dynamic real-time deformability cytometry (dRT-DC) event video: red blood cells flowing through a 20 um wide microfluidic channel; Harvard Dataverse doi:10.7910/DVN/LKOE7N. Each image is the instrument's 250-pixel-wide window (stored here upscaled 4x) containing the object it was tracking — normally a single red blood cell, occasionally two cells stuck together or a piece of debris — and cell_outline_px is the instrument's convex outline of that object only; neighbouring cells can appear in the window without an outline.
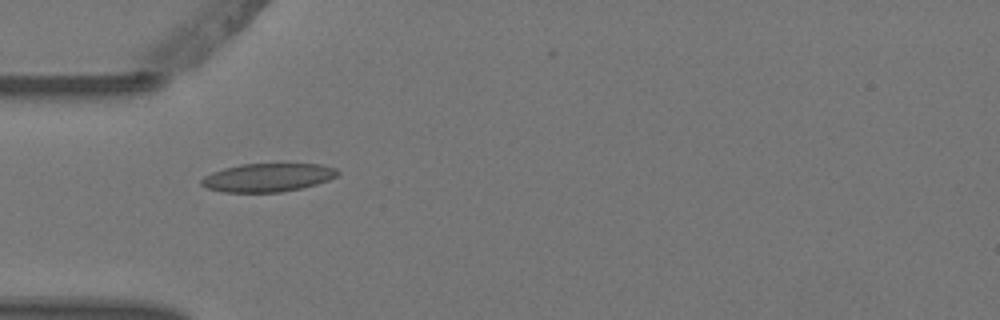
{"species": "Egyptian fruit bat (a non-hibernating species)", "species_latin": "Rousettus aegyptiacus", "temperature_condition": "warm", "stored_images_in_passage": 5, "camera_frame_rate_fps": 3000, "um_per_image_px": 0.085, "animal": {"sex": "female"}, "frame": {"image": 1, "passage_image": 5, "time_ms": 1.333, "image_size_px": [1000, 320], "cell_outline_px": [[340, 172], [336, 176], [328, 180], [316, 184], [300, 188], [280, 192], [224, 192], [208, 188], [200, 184], [200, 180], [204, 176], [212, 172], [224, 168], [240, 164], [320, 164], [336, 168]], "centroid_in_image_um": [22.74, 15.08], "position_along_channel_um": 62.3, "area_um2": 22.43}}